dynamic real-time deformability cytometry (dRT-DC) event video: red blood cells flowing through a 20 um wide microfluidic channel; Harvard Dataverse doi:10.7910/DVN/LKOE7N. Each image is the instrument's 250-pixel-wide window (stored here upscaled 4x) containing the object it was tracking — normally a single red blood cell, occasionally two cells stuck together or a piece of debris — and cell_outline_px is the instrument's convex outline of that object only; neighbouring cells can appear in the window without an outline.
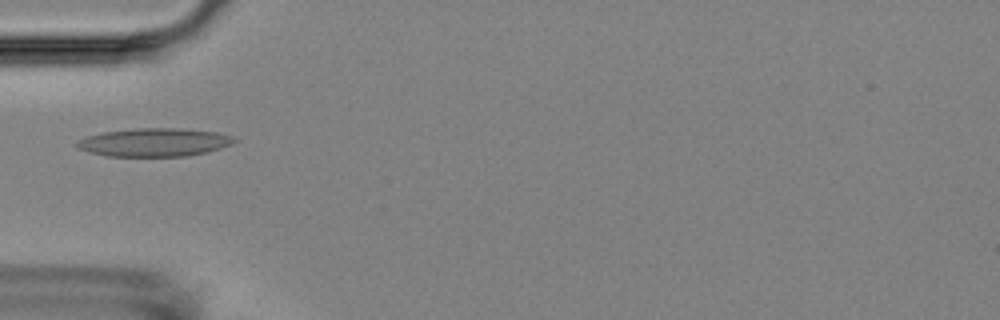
{"species": "Egyptian fruit bat (a non-hibernating species)", "species_latin": "Rousettus aegyptiacus", "temperature_condition": "room temperature", "stored_images_in_passage": 13, "camera_frame_rate_fps": 3000, "um_per_image_px": 0.085, "animal": {"sex": "female"}, "frame": {"image": 1, "passage_image": 4, "time_ms": 4.333, "image_size_px": [1000, 320], "cell_outline_px": [[236, 140], [232, 144], [208, 152], [188, 156], [108, 156], [88, 152], [76, 148], [76, 144], [80, 140], [88, 136], [100, 132], [136, 128], [180, 128], [220, 132], [232, 136]], "centroid_in_image_um": [13.13, 12.09], "position_along_channel_um": 71.9, "area_um2": 26.07}}
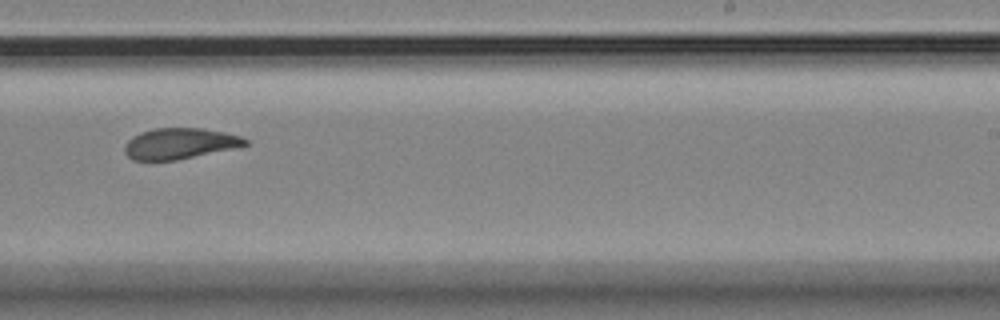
{"frame": {"image": 2, "passage_image": 9, "time_ms": 10.0, "image_size_px": [1000, 320], "cell_outline_px": [[248, 144], [232, 148], [176, 160], [132, 160], [124, 152], [124, 144], [132, 136], [140, 132], [156, 128], [204, 128], [224, 132], [240, 136], [248, 140]], "centroid_in_image_um": [15.22, 12.19], "position_along_channel_um": 273.8, "area_um2": 21.56}}
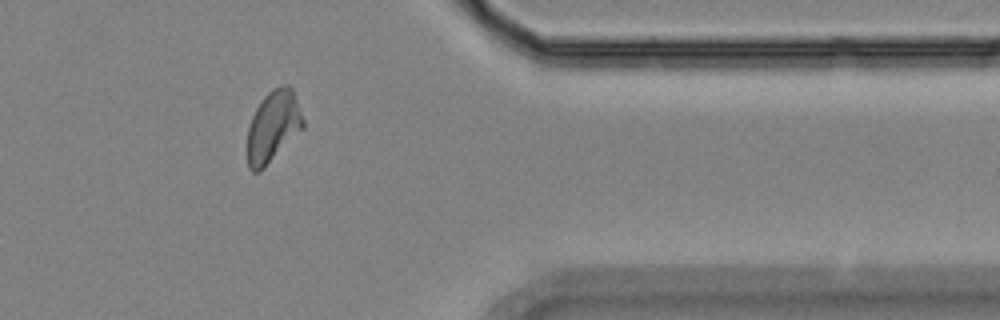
{"frame": {"image": 3, "passage_image": 12, "time_ms": 13.667, "image_size_px": [1000, 320], "cell_outline_px": [[304, 128], [260, 172], [252, 172], [248, 168], [248, 128], [252, 116], [256, 108], [264, 96], [272, 88], [288, 84], [292, 88], [304, 120]], "centroid_in_image_um": [23.22, 10.75], "position_along_channel_um": 388.2, "area_um2": 23.12}, "authors_computed_cell_mechanics": {"area_um2": 23.0622, "velocity_mm_per_s": 3.5544, "shape_relaxation_time_tau1_ms": null, "shape_relaxation_time_tau2_ms": 3.5292, "deformation_change_tau1": null, "deformation_change_tau2": 0.0669}}